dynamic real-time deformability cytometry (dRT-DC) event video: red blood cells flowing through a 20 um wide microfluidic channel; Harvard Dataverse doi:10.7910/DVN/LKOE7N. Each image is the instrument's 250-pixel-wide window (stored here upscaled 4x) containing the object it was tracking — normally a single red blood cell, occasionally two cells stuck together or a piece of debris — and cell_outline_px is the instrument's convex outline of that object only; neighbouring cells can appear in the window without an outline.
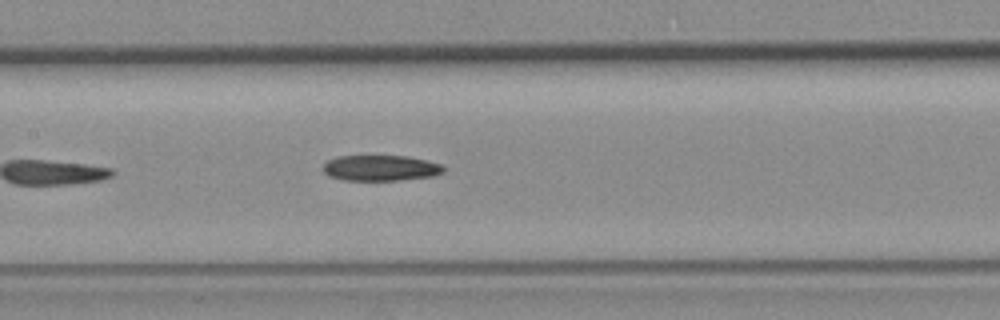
{"species": "common noctule bat (a hibernating species)", "species_latin": "Nyctalus noctula", "temperature_condition": "room temperature", "stored_images_in_passage": 6, "camera_frame_rate_fps": 3000, "um_per_image_px": 0.085, "animal": {"sex": "female", "body_mass_g": 19.3, "forearm_length_mm": 54.1}, "frame": {"image": 1, "passage_image": 6, "time_ms": 1.667, "image_size_px": [1000, 320], "cell_outline_px": [[444, 172], [432, 176], [400, 180], [344, 180], [328, 176], [324, 172], [324, 164], [328, 160], [340, 156], [408, 156], [428, 160], [440, 164], [444, 168]], "centroid_in_image_um": [32.36, 14.28], "position_along_channel_um": 175.0, "area_um2": 17.98}}